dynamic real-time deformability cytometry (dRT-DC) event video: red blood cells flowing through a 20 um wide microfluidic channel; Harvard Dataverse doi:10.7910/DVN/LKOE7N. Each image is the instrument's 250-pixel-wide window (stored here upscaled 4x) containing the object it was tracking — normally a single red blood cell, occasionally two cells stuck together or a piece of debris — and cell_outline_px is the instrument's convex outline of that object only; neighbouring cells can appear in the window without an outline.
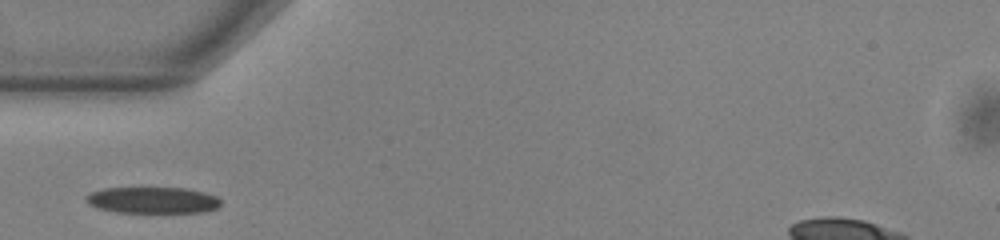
{"species": "common noctule bat (a hibernating species)", "species_latin": "Nyctalus noctula", "temperature_condition": "warm", "stored_images_in_passage": 28, "camera_frame_rate_fps": 3000, "um_per_image_px": 0.085, "animal": {"sex": "male", "body_mass_g": 13.0, "forearm_length_mm": 53.1}, "frame": {"image": 1, "passage_image": 1, "time_ms": 0.0, "image_size_px": [1000, 240], "cell_outline_px": [[220, 204], [216, 208], [204, 212], [116, 212], [100, 208], [88, 204], [84, 200], [84, 196], [92, 192], [104, 188], [184, 188], [204, 192], [216, 196], [220, 200]], "centroid_in_image_um": [12.95, 17.01], "position_along_channel_um": 72.0, "area_um2": 20.58}}
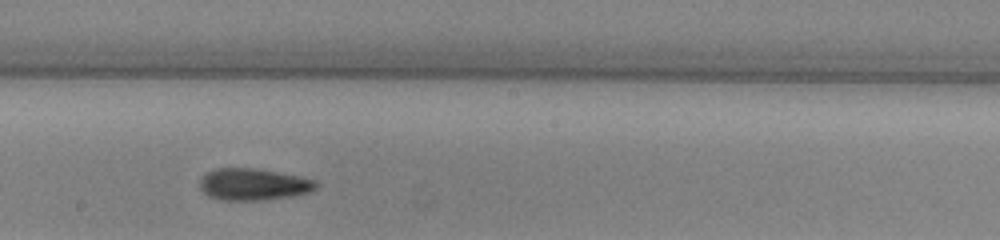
{"frame": {"image": 2, "passage_image": 13, "time_ms": 4.0, "image_size_px": [1000, 240], "cell_outline_px": [[316, 188], [312, 192], [292, 196], [260, 200], [224, 200], [208, 196], [200, 188], [200, 180], [204, 172], [216, 168], [252, 168], [300, 176], [316, 180]], "centroid_in_image_um": [21.52, 15.67], "position_along_channel_um": 226.7, "area_um2": 21.56}}
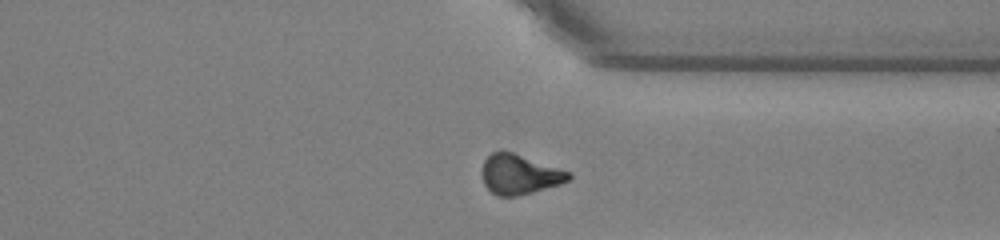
{"frame": {"image": 3, "passage_image": 24, "time_ms": 7.667, "image_size_px": [1000, 240], "cell_outline_px": [[572, 176], [568, 180], [560, 184], [532, 192], [516, 196], [496, 196], [484, 184], [480, 172], [484, 160], [492, 152], [512, 152], [572, 172]], "centroid_in_image_um": [44.15, 14.83], "position_along_channel_um": 367.3, "area_um2": 20.06}}